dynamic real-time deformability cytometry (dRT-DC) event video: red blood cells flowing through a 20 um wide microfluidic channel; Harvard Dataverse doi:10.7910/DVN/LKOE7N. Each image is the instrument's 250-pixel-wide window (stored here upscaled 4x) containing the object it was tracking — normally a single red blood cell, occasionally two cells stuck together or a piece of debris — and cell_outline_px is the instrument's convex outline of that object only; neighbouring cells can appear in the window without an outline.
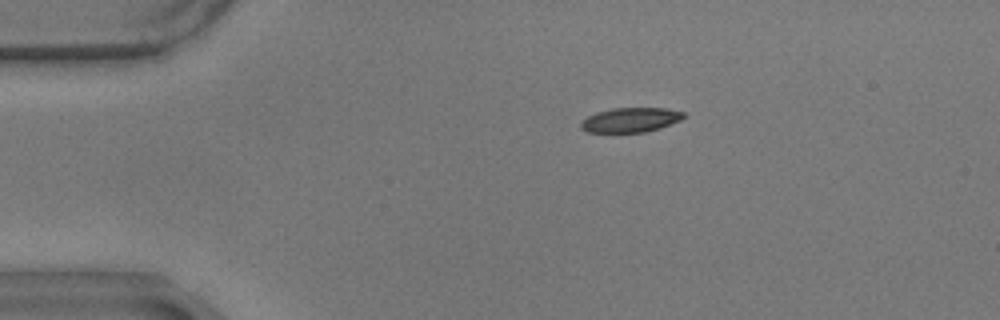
{"species": "common noctule bat (a hibernating species)", "species_latin": "Nyctalus noctula", "temperature_condition": "warm", "stored_images_in_passage": 29, "camera_frame_rate_fps": 3000, "um_per_image_px": 0.085, "animal": {"sex": "male", "body_mass_g": 17.9}, "frame": {"image": 1, "passage_image": 3, "time_ms": 0.667, "image_size_px": [1000, 320], "cell_outline_px": [[684, 116], [680, 120], [660, 128], [644, 132], [588, 132], [580, 128], [580, 124], [588, 116], [596, 112], [612, 108], [664, 108], [684, 112]], "centroid_in_image_um": [53.58, 10.19], "position_along_channel_um": 31.4, "area_um2": 14.57}}
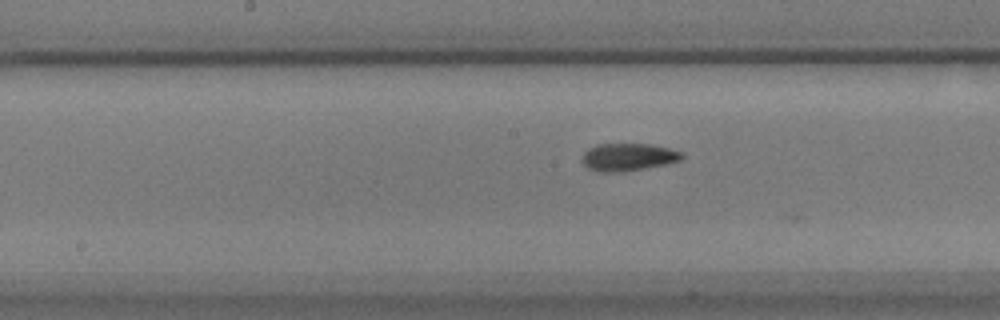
{"frame": {"image": 2, "passage_image": 21, "time_ms": 6.667, "image_size_px": [1000, 320], "cell_outline_px": [[684, 156], [680, 160], [668, 164], [644, 168], [616, 172], [600, 172], [588, 168], [580, 160], [584, 152], [588, 148], [596, 144], [652, 144], [668, 148], [680, 152]], "centroid_in_image_um": [53.36, 13.34], "position_along_channel_um": 194.8, "area_um2": 16.01}}
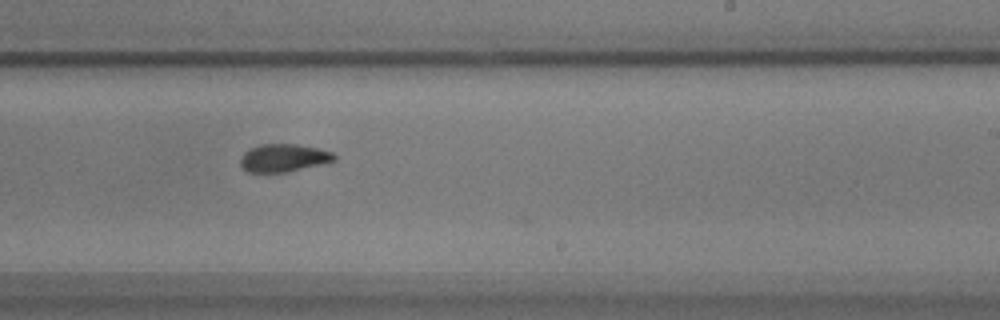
{"frame": {"image": 3, "passage_image": 27, "time_ms": 8.667, "image_size_px": [1000, 320], "cell_outline_px": [[336, 160], [328, 164], [288, 172], [248, 172], [240, 164], [240, 156], [244, 152], [260, 144], [296, 144], [316, 148], [332, 152], [336, 156]], "centroid_in_image_um": [24.15, 13.43], "position_along_channel_um": 264.8, "area_um2": 15.43}}